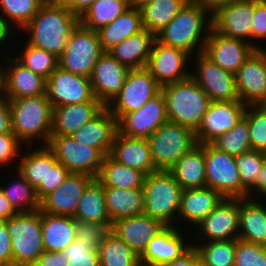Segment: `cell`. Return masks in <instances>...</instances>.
<instances>
[{
  "mask_svg": "<svg viewBox=\"0 0 266 266\" xmlns=\"http://www.w3.org/2000/svg\"><path fill=\"white\" fill-rule=\"evenodd\" d=\"M203 9L213 15L219 8L242 0H194Z\"/></svg>",
  "mask_w": 266,
  "mask_h": 266,
  "instance_id": "cell-60",
  "label": "cell"
},
{
  "mask_svg": "<svg viewBox=\"0 0 266 266\" xmlns=\"http://www.w3.org/2000/svg\"><path fill=\"white\" fill-rule=\"evenodd\" d=\"M146 174L140 170L130 168L105 156L96 178L103 187H116L121 189L143 188Z\"/></svg>",
  "mask_w": 266,
  "mask_h": 266,
  "instance_id": "cell-38",
  "label": "cell"
},
{
  "mask_svg": "<svg viewBox=\"0 0 266 266\" xmlns=\"http://www.w3.org/2000/svg\"><path fill=\"white\" fill-rule=\"evenodd\" d=\"M235 76L240 102L246 105L266 104V48L255 49Z\"/></svg>",
  "mask_w": 266,
  "mask_h": 266,
  "instance_id": "cell-18",
  "label": "cell"
},
{
  "mask_svg": "<svg viewBox=\"0 0 266 266\" xmlns=\"http://www.w3.org/2000/svg\"><path fill=\"white\" fill-rule=\"evenodd\" d=\"M76 237H80L83 241H94L97 247L104 243L106 236L111 231V226L100 222H88L75 220Z\"/></svg>",
  "mask_w": 266,
  "mask_h": 266,
  "instance_id": "cell-51",
  "label": "cell"
},
{
  "mask_svg": "<svg viewBox=\"0 0 266 266\" xmlns=\"http://www.w3.org/2000/svg\"><path fill=\"white\" fill-rule=\"evenodd\" d=\"M5 222L11 238L13 266H32L45 251L41 211L18 213Z\"/></svg>",
  "mask_w": 266,
  "mask_h": 266,
  "instance_id": "cell-6",
  "label": "cell"
},
{
  "mask_svg": "<svg viewBox=\"0 0 266 266\" xmlns=\"http://www.w3.org/2000/svg\"><path fill=\"white\" fill-rule=\"evenodd\" d=\"M251 1L261 2V1H266V0H251Z\"/></svg>",
  "mask_w": 266,
  "mask_h": 266,
  "instance_id": "cell-67",
  "label": "cell"
},
{
  "mask_svg": "<svg viewBox=\"0 0 266 266\" xmlns=\"http://www.w3.org/2000/svg\"><path fill=\"white\" fill-rule=\"evenodd\" d=\"M165 227L166 225L161 221L141 214L114 221L111 225V232L123 240L140 257L149 241Z\"/></svg>",
  "mask_w": 266,
  "mask_h": 266,
  "instance_id": "cell-24",
  "label": "cell"
},
{
  "mask_svg": "<svg viewBox=\"0 0 266 266\" xmlns=\"http://www.w3.org/2000/svg\"><path fill=\"white\" fill-rule=\"evenodd\" d=\"M239 212L238 239L266 246V204L261 198H241Z\"/></svg>",
  "mask_w": 266,
  "mask_h": 266,
  "instance_id": "cell-30",
  "label": "cell"
},
{
  "mask_svg": "<svg viewBox=\"0 0 266 266\" xmlns=\"http://www.w3.org/2000/svg\"><path fill=\"white\" fill-rule=\"evenodd\" d=\"M234 266H266V246L237 239Z\"/></svg>",
  "mask_w": 266,
  "mask_h": 266,
  "instance_id": "cell-50",
  "label": "cell"
},
{
  "mask_svg": "<svg viewBox=\"0 0 266 266\" xmlns=\"http://www.w3.org/2000/svg\"><path fill=\"white\" fill-rule=\"evenodd\" d=\"M195 72L190 77L207 94L211 102L239 101L235 74L223 70L203 53L196 54Z\"/></svg>",
  "mask_w": 266,
  "mask_h": 266,
  "instance_id": "cell-12",
  "label": "cell"
},
{
  "mask_svg": "<svg viewBox=\"0 0 266 266\" xmlns=\"http://www.w3.org/2000/svg\"><path fill=\"white\" fill-rule=\"evenodd\" d=\"M247 105L240 101L211 102L195 132L198 144H211L230 131L245 115Z\"/></svg>",
  "mask_w": 266,
  "mask_h": 266,
  "instance_id": "cell-15",
  "label": "cell"
},
{
  "mask_svg": "<svg viewBox=\"0 0 266 266\" xmlns=\"http://www.w3.org/2000/svg\"><path fill=\"white\" fill-rule=\"evenodd\" d=\"M104 108L101 102H82L54 107L51 136H71Z\"/></svg>",
  "mask_w": 266,
  "mask_h": 266,
  "instance_id": "cell-28",
  "label": "cell"
},
{
  "mask_svg": "<svg viewBox=\"0 0 266 266\" xmlns=\"http://www.w3.org/2000/svg\"><path fill=\"white\" fill-rule=\"evenodd\" d=\"M168 171L183 190L206 187L205 144L185 153Z\"/></svg>",
  "mask_w": 266,
  "mask_h": 266,
  "instance_id": "cell-32",
  "label": "cell"
},
{
  "mask_svg": "<svg viewBox=\"0 0 266 266\" xmlns=\"http://www.w3.org/2000/svg\"><path fill=\"white\" fill-rule=\"evenodd\" d=\"M254 1L242 0L219 8L212 15V28L229 38L251 44Z\"/></svg>",
  "mask_w": 266,
  "mask_h": 266,
  "instance_id": "cell-20",
  "label": "cell"
},
{
  "mask_svg": "<svg viewBox=\"0 0 266 266\" xmlns=\"http://www.w3.org/2000/svg\"><path fill=\"white\" fill-rule=\"evenodd\" d=\"M15 168L35 188L39 201L46 196L47 145L27 151L20 155Z\"/></svg>",
  "mask_w": 266,
  "mask_h": 266,
  "instance_id": "cell-39",
  "label": "cell"
},
{
  "mask_svg": "<svg viewBox=\"0 0 266 266\" xmlns=\"http://www.w3.org/2000/svg\"><path fill=\"white\" fill-rule=\"evenodd\" d=\"M143 28L141 13L136 5H131L113 22L100 28L97 33L104 52L120 44L126 38L140 33Z\"/></svg>",
  "mask_w": 266,
  "mask_h": 266,
  "instance_id": "cell-33",
  "label": "cell"
},
{
  "mask_svg": "<svg viewBox=\"0 0 266 266\" xmlns=\"http://www.w3.org/2000/svg\"><path fill=\"white\" fill-rule=\"evenodd\" d=\"M13 58V59H12ZM7 56L3 59L6 63V97L8 99H20L46 94V78L34 73L21 64L16 57Z\"/></svg>",
  "mask_w": 266,
  "mask_h": 266,
  "instance_id": "cell-26",
  "label": "cell"
},
{
  "mask_svg": "<svg viewBox=\"0 0 266 266\" xmlns=\"http://www.w3.org/2000/svg\"><path fill=\"white\" fill-rule=\"evenodd\" d=\"M62 253L68 259L67 266H100L98 247L94 241L85 242L76 237Z\"/></svg>",
  "mask_w": 266,
  "mask_h": 266,
  "instance_id": "cell-49",
  "label": "cell"
},
{
  "mask_svg": "<svg viewBox=\"0 0 266 266\" xmlns=\"http://www.w3.org/2000/svg\"><path fill=\"white\" fill-rule=\"evenodd\" d=\"M80 24V17L61 3H44L33 19L23 28L27 42L59 57L67 40Z\"/></svg>",
  "mask_w": 266,
  "mask_h": 266,
  "instance_id": "cell-1",
  "label": "cell"
},
{
  "mask_svg": "<svg viewBox=\"0 0 266 266\" xmlns=\"http://www.w3.org/2000/svg\"><path fill=\"white\" fill-rule=\"evenodd\" d=\"M254 50L248 41L225 37L211 28L202 53L223 70L236 74Z\"/></svg>",
  "mask_w": 266,
  "mask_h": 266,
  "instance_id": "cell-19",
  "label": "cell"
},
{
  "mask_svg": "<svg viewBox=\"0 0 266 266\" xmlns=\"http://www.w3.org/2000/svg\"><path fill=\"white\" fill-rule=\"evenodd\" d=\"M13 133L11 130L9 99L0 96V134Z\"/></svg>",
  "mask_w": 266,
  "mask_h": 266,
  "instance_id": "cell-57",
  "label": "cell"
},
{
  "mask_svg": "<svg viewBox=\"0 0 266 266\" xmlns=\"http://www.w3.org/2000/svg\"><path fill=\"white\" fill-rule=\"evenodd\" d=\"M105 203L113 223L116 220L143 214L144 190L143 188L121 189L116 187H103Z\"/></svg>",
  "mask_w": 266,
  "mask_h": 266,
  "instance_id": "cell-35",
  "label": "cell"
},
{
  "mask_svg": "<svg viewBox=\"0 0 266 266\" xmlns=\"http://www.w3.org/2000/svg\"><path fill=\"white\" fill-rule=\"evenodd\" d=\"M71 172L57 161L54 153L47 147L46 196L56 190Z\"/></svg>",
  "mask_w": 266,
  "mask_h": 266,
  "instance_id": "cell-52",
  "label": "cell"
},
{
  "mask_svg": "<svg viewBox=\"0 0 266 266\" xmlns=\"http://www.w3.org/2000/svg\"><path fill=\"white\" fill-rule=\"evenodd\" d=\"M132 5V0H96L80 16V24L86 29L98 31L113 22Z\"/></svg>",
  "mask_w": 266,
  "mask_h": 266,
  "instance_id": "cell-40",
  "label": "cell"
},
{
  "mask_svg": "<svg viewBox=\"0 0 266 266\" xmlns=\"http://www.w3.org/2000/svg\"><path fill=\"white\" fill-rule=\"evenodd\" d=\"M235 159L239 171L241 186L248 192V198L252 197L253 199V194H255V184L263 168L265 153L252 149L236 156Z\"/></svg>",
  "mask_w": 266,
  "mask_h": 266,
  "instance_id": "cell-44",
  "label": "cell"
},
{
  "mask_svg": "<svg viewBox=\"0 0 266 266\" xmlns=\"http://www.w3.org/2000/svg\"><path fill=\"white\" fill-rule=\"evenodd\" d=\"M9 106L11 130L18 140L27 144L39 137L46 146L50 140L53 122V107L46 94L9 99Z\"/></svg>",
  "mask_w": 266,
  "mask_h": 266,
  "instance_id": "cell-3",
  "label": "cell"
},
{
  "mask_svg": "<svg viewBox=\"0 0 266 266\" xmlns=\"http://www.w3.org/2000/svg\"><path fill=\"white\" fill-rule=\"evenodd\" d=\"M239 198L223 201L196 227V238L204 241H230L239 237ZM198 235V236H197ZM204 240V241H203Z\"/></svg>",
  "mask_w": 266,
  "mask_h": 266,
  "instance_id": "cell-16",
  "label": "cell"
},
{
  "mask_svg": "<svg viewBox=\"0 0 266 266\" xmlns=\"http://www.w3.org/2000/svg\"><path fill=\"white\" fill-rule=\"evenodd\" d=\"M68 259L62 252L44 251L32 266H67Z\"/></svg>",
  "mask_w": 266,
  "mask_h": 266,
  "instance_id": "cell-56",
  "label": "cell"
},
{
  "mask_svg": "<svg viewBox=\"0 0 266 266\" xmlns=\"http://www.w3.org/2000/svg\"><path fill=\"white\" fill-rule=\"evenodd\" d=\"M211 28L212 15L194 0H189L173 20L156 35V39L160 43L183 50L192 57L195 50L197 54L203 52Z\"/></svg>",
  "mask_w": 266,
  "mask_h": 266,
  "instance_id": "cell-2",
  "label": "cell"
},
{
  "mask_svg": "<svg viewBox=\"0 0 266 266\" xmlns=\"http://www.w3.org/2000/svg\"><path fill=\"white\" fill-rule=\"evenodd\" d=\"M103 53L97 31L79 24L67 40L65 50L58 57V67L90 78L94 65Z\"/></svg>",
  "mask_w": 266,
  "mask_h": 266,
  "instance_id": "cell-8",
  "label": "cell"
},
{
  "mask_svg": "<svg viewBox=\"0 0 266 266\" xmlns=\"http://www.w3.org/2000/svg\"><path fill=\"white\" fill-rule=\"evenodd\" d=\"M44 4L42 0H0V14L17 29H23ZM2 9V10H1Z\"/></svg>",
  "mask_w": 266,
  "mask_h": 266,
  "instance_id": "cell-47",
  "label": "cell"
},
{
  "mask_svg": "<svg viewBox=\"0 0 266 266\" xmlns=\"http://www.w3.org/2000/svg\"><path fill=\"white\" fill-rule=\"evenodd\" d=\"M98 253L100 266H141L140 257L111 231Z\"/></svg>",
  "mask_w": 266,
  "mask_h": 266,
  "instance_id": "cell-41",
  "label": "cell"
},
{
  "mask_svg": "<svg viewBox=\"0 0 266 266\" xmlns=\"http://www.w3.org/2000/svg\"><path fill=\"white\" fill-rule=\"evenodd\" d=\"M161 91V86L146 68L130 69L118 95L106 107L118 120L140 109Z\"/></svg>",
  "mask_w": 266,
  "mask_h": 266,
  "instance_id": "cell-11",
  "label": "cell"
},
{
  "mask_svg": "<svg viewBox=\"0 0 266 266\" xmlns=\"http://www.w3.org/2000/svg\"><path fill=\"white\" fill-rule=\"evenodd\" d=\"M168 120L196 132L211 100L191 78L161 87Z\"/></svg>",
  "mask_w": 266,
  "mask_h": 266,
  "instance_id": "cell-4",
  "label": "cell"
},
{
  "mask_svg": "<svg viewBox=\"0 0 266 266\" xmlns=\"http://www.w3.org/2000/svg\"><path fill=\"white\" fill-rule=\"evenodd\" d=\"M11 23H9L5 17L0 14V47L3 44H6V42H8V38L10 39V35L12 32V25H10ZM5 42V43H4Z\"/></svg>",
  "mask_w": 266,
  "mask_h": 266,
  "instance_id": "cell-63",
  "label": "cell"
},
{
  "mask_svg": "<svg viewBox=\"0 0 266 266\" xmlns=\"http://www.w3.org/2000/svg\"><path fill=\"white\" fill-rule=\"evenodd\" d=\"M257 194H259V195H257ZM255 196H256V198H253V199H256V200H257V198H260L258 196H262L261 197L262 200H263V198L264 199L266 198V153H265L263 168H262V170L259 174V178L255 184Z\"/></svg>",
  "mask_w": 266,
  "mask_h": 266,
  "instance_id": "cell-62",
  "label": "cell"
},
{
  "mask_svg": "<svg viewBox=\"0 0 266 266\" xmlns=\"http://www.w3.org/2000/svg\"><path fill=\"white\" fill-rule=\"evenodd\" d=\"M147 140L156 170L165 171L198 145L195 132L170 121L162 124Z\"/></svg>",
  "mask_w": 266,
  "mask_h": 266,
  "instance_id": "cell-7",
  "label": "cell"
},
{
  "mask_svg": "<svg viewBox=\"0 0 266 266\" xmlns=\"http://www.w3.org/2000/svg\"><path fill=\"white\" fill-rule=\"evenodd\" d=\"M109 156L116 162L140 170L146 175L157 171L146 138L128 137L117 133Z\"/></svg>",
  "mask_w": 266,
  "mask_h": 266,
  "instance_id": "cell-27",
  "label": "cell"
},
{
  "mask_svg": "<svg viewBox=\"0 0 266 266\" xmlns=\"http://www.w3.org/2000/svg\"><path fill=\"white\" fill-rule=\"evenodd\" d=\"M151 1H153V0H132V4L136 5V6H139L142 3H147V2H151Z\"/></svg>",
  "mask_w": 266,
  "mask_h": 266,
  "instance_id": "cell-65",
  "label": "cell"
},
{
  "mask_svg": "<svg viewBox=\"0 0 266 266\" xmlns=\"http://www.w3.org/2000/svg\"><path fill=\"white\" fill-rule=\"evenodd\" d=\"M168 120L162 90L140 109L125 113L118 120V133L136 138H148Z\"/></svg>",
  "mask_w": 266,
  "mask_h": 266,
  "instance_id": "cell-17",
  "label": "cell"
},
{
  "mask_svg": "<svg viewBox=\"0 0 266 266\" xmlns=\"http://www.w3.org/2000/svg\"><path fill=\"white\" fill-rule=\"evenodd\" d=\"M47 147L71 173L98 177L104 156L96 148L81 144L72 136H50Z\"/></svg>",
  "mask_w": 266,
  "mask_h": 266,
  "instance_id": "cell-10",
  "label": "cell"
},
{
  "mask_svg": "<svg viewBox=\"0 0 266 266\" xmlns=\"http://www.w3.org/2000/svg\"><path fill=\"white\" fill-rule=\"evenodd\" d=\"M46 97L53 108L82 102H100L95 98L90 78L59 67L46 80Z\"/></svg>",
  "mask_w": 266,
  "mask_h": 266,
  "instance_id": "cell-13",
  "label": "cell"
},
{
  "mask_svg": "<svg viewBox=\"0 0 266 266\" xmlns=\"http://www.w3.org/2000/svg\"><path fill=\"white\" fill-rule=\"evenodd\" d=\"M22 143L18 140L14 133L0 134V168L17 160L21 155L20 148Z\"/></svg>",
  "mask_w": 266,
  "mask_h": 266,
  "instance_id": "cell-53",
  "label": "cell"
},
{
  "mask_svg": "<svg viewBox=\"0 0 266 266\" xmlns=\"http://www.w3.org/2000/svg\"><path fill=\"white\" fill-rule=\"evenodd\" d=\"M223 199L219 192L210 187L183 190L178 218L197 226Z\"/></svg>",
  "mask_w": 266,
  "mask_h": 266,
  "instance_id": "cell-29",
  "label": "cell"
},
{
  "mask_svg": "<svg viewBox=\"0 0 266 266\" xmlns=\"http://www.w3.org/2000/svg\"><path fill=\"white\" fill-rule=\"evenodd\" d=\"M17 214L18 212L11 206L3 191L0 189V221L8 220Z\"/></svg>",
  "mask_w": 266,
  "mask_h": 266,
  "instance_id": "cell-61",
  "label": "cell"
},
{
  "mask_svg": "<svg viewBox=\"0 0 266 266\" xmlns=\"http://www.w3.org/2000/svg\"><path fill=\"white\" fill-rule=\"evenodd\" d=\"M73 218L81 221L105 223L107 226L112 225L105 203L103 185L96 178L84 190Z\"/></svg>",
  "mask_w": 266,
  "mask_h": 266,
  "instance_id": "cell-36",
  "label": "cell"
},
{
  "mask_svg": "<svg viewBox=\"0 0 266 266\" xmlns=\"http://www.w3.org/2000/svg\"><path fill=\"white\" fill-rule=\"evenodd\" d=\"M244 119L249 125L251 148L266 153V104L247 105Z\"/></svg>",
  "mask_w": 266,
  "mask_h": 266,
  "instance_id": "cell-48",
  "label": "cell"
},
{
  "mask_svg": "<svg viewBox=\"0 0 266 266\" xmlns=\"http://www.w3.org/2000/svg\"><path fill=\"white\" fill-rule=\"evenodd\" d=\"M143 190V214L161 221L166 226H174L178 221L176 219L183 189L173 175L165 170L150 173L146 175Z\"/></svg>",
  "mask_w": 266,
  "mask_h": 266,
  "instance_id": "cell-5",
  "label": "cell"
},
{
  "mask_svg": "<svg viewBox=\"0 0 266 266\" xmlns=\"http://www.w3.org/2000/svg\"><path fill=\"white\" fill-rule=\"evenodd\" d=\"M189 0H153L138 6L143 28L155 36L180 12Z\"/></svg>",
  "mask_w": 266,
  "mask_h": 266,
  "instance_id": "cell-37",
  "label": "cell"
},
{
  "mask_svg": "<svg viewBox=\"0 0 266 266\" xmlns=\"http://www.w3.org/2000/svg\"><path fill=\"white\" fill-rule=\"evenodd\" d=\"M117 133L118 119L105 107L71 136L81 144L96 148L105 157L109 155Z\"/></svg>",
  "mask_w": 266,
  "mask_h": 266,
  "instance_id": "cell-25",
  "label": "cell"
},
{
  "mask_svg": "<svg viewBox=\"0 0 266 266\" xmlns=\"http://www.w3.org/2000/svg\"><path fill=\"white\" fill-rule=\"evenodd\" d=\"M0 266H13L11 238L5 221H0Z\"/></svg>",
  "mask_w": 266,
  "mask_h": 266,
  "instance_id": "cell-55",
  "label": "cell"
},
{
  "mask_svg": "<svg viewBox=\"0 0 266 266\" xmlns=\"http://www.w3.org/2000/svg\"><path fill=\"white\" fill-rule=\"evenodd\" d=\"M211 145L217 150L235 157L252 150L248 122L243 118L230 131L214 140Z\"/></svg>",
  "mask_w": 266,
  "mask_h": 266,
  "instance_id": "cell-45",
  "label": "cell"
},
{
  "mask_svg": "<svg viewBox=\"0 0 266 266\" xmlns=\"http://www.w3.org/2000/svg\"><path fill=\"white\" fill-rule=\"evenodd\" d=\"M178 226H166L160 233L152 238L143 254L140 256L141 266H162L178 259L191 247L187 243ZM181 232V233H180Z\"/></svg>",
  "mask_w": 266,
  "mask_h": 266,
  "instance_id": "cell-23",
  "label": "cell"
},
{
  "mask_svg": "<svg viewBox=\"0 0 266 266\" xmlns=\"http://www.w3.org/2000/svg\"><path fill=\"white\" fill-rule=\"evenodd\" d=\"M156 36L144 29L111 48L108 53L129 69L145 68Z\"/></svg>",
  "mask_w": 266,
  "mask_h": 266,
  "instance_id": "cell-31",
  "label": "cell"
},
{
  "mask_svg": "<svg viewBox=\"0 0 266 266\" xmlns=\"http://www.w3.org/2000/svg\"><path fill=\"white\" fill-rule=\"evenodd\" d=\"M130 69L104 52L94 65L90 82L95 98L107 107L121 91Z\"/></svg>",
  "mask_w": 266,
  "mask_h": 266,
  "instance_id": "cell-21",
  "label": "cell"
},
{
  "mask_svg": "<svg viewBox=\"0 0 266 266\" xmlns=\"http://www.w3.org/2000/svg\"><path fill=\"white\" fill-rule=\"evenodd\" d=\"M23 48L24 50L21 51V55L17 54L16 59L34 73L47 79L58 67V57L54 54L30 45L27 41Z\"/></svg>",
  "mask_w": 266,
  "mask_h": 266,
  "instance_id": "cell-46",
  "label": "cell"
},
{
  "mask_svg": "<svg viewBox=\"0 0 266 266\" xmlns=\"http://www.w3.org/2000/svg\"><path fill=\"white\" fill-rule=\"evenodd\" d=\"M93 179L86 174L71 173L61 186L40 201L39 210L52 215L74 217L80 198Z\"/></svg>",
  "mask_w": 266,
  "mask_h": 266,
  "instance_id": "cell-22",
  "label": "cell"
},
{
  "mask_svg": "<svg viewBox=\"0 0 266 266\" xmlns=\"http://www.w3.org/2000/svg\"><path fill=\"white\" fill-rule=\"evenodd\" d=\"M42 240L45 251L62 252L76 238L75 219L41 212Z\"/></svg>",
  "mask_w": 266,
  "mask_h": 266,
  "instance_id": "cell-34",
  "label": "cell"
},
{
  "mask_svg": "<svg viewBox=\"0 0 266 266\" xmlns=\"http://www.w3.org/2000/svg\"><path fill=\"white\" fill-rule=\"evenodd\" d=\"M162 266H201V263L196 249L192 246L181 257Z\"/></svg>",
  "mask_w": 266,
  "mask_h": 266,
  "instance_id": "cell-58",
  "label": "cell"
},
{
  "mask_svg": "<svg viewBox=\"0 0 266 266\" xmlns=\"http://www.w3.org/2000/svg\"><path fill=\"white\" fill-rule=\"evenodd\" d=\"M44 3H61L63 0H42Z\"/></svg>",
  "mask_w": 266,
  "mask_h": 266,
  "instance_id": "cell-66",
  "label": "cell"
},
{
  "mask_svg": "<svg viewBox=\"0 0 266 266\" xmlns=\"http://www.w3.org/2000/svg\"><path fill=\"white\" fill-rule=\"evenodd\" d=\"M17 171V180L12 182L11 185L0 189L3 191L6 199L10 202L11 206L18 212H32L39 210L40 201L37 198L35 188Z\"/></svg>",
  "mask_w": 266,
  "mask_h": 266,
  "instance_id": "cell-42",
  "label": "cell"
},
{
  "mask_svg": "<svg viewBox=\"0 0 266 266\" xmlns=\"http://www.w3.org/2000/svg\"><path fill=\"white\" fill-rule=\"evenodd\" d=\"M203 243H192L199 255L201 266H234L236 240Z\"/></svg>",
  "mask_w": 266,
  "mask_h": 266,
  "instance_id": "cell-43",
  "label": "cell"
},
{
  "mask_svg": "<svg viewBox=\"0 0 266 266\" xmlns=\"http://www.w3.org/2000/svg\"><path fill=\"white\" fill-rule=\"evenodd\" d=\"M252 41L251 45L255 49L264 47L255 43L257 40H266V1H254V15L252 23ZM256 39V41H254ZM253 42V43H252ZM262 47V48H261Z\"/></svg>",
  "mask_w": 266,
  "mask_h": 266,
  "instance_id": "cell-54",
  "label": "cell"
},
{
  "mask_svg": "<svg viewBox=\"0 0 266 266\" xmlns=\"http://www.w3.org/2000/svg\"><path fill=\"white\" fill-rule=\"evenodd\" d=\"M206 187L219 192L224 198H248L241 186L235 156L205 144Z\"/></svg>",
  "mask_w": 266,
  "mask_h": 266,
  "instance_id": "cell-9",
  "label": "cell"
},
{
  "mask_svg": "<svg viewBox=\"0 0 266 266\" xmlns=\"http://www.w3.org/2000/svg\"><path fill=\"white\" fill-rule=\"evenodd\" d=\"M95 1L96 0H63L61 4L80 17Z\"/></svg>",
  "mask_w": 266,
  "mask_h": 266,
  "instance_id": "cell-59",
  "label": "cell"
},
{
  "mask_svg": "<svg viewBox=\"0 0 266 266\" xmlns=\"http://www.w3.org/2000/svg\"><path fill=\"white\" fill-rule=\"evenodd\" d=\"M190 58L185 51L160 43L156 39L145 68L163 87L190 77V71L186 68L191 62Z\"/></svg>",
  "mask_w": 266,
  "mask_h": 266,
  "instance_id": "cell-14",
  "label": "cell"
},
{
  "mask_svg": "<svg viewBox=\"0 0 266 266\" xmlns=\"http://www.w3.org/2000/svg\"><path fill=\"white\" fill-rule=\"evenodd\" d=\"M0 60V96H6V68L1 66Z\"/></svg>",
  "mask_w": 266,
  "mask_h": 266,
  "instance_id": "cell-64",
  "label": "cell"
}]
</instances>
